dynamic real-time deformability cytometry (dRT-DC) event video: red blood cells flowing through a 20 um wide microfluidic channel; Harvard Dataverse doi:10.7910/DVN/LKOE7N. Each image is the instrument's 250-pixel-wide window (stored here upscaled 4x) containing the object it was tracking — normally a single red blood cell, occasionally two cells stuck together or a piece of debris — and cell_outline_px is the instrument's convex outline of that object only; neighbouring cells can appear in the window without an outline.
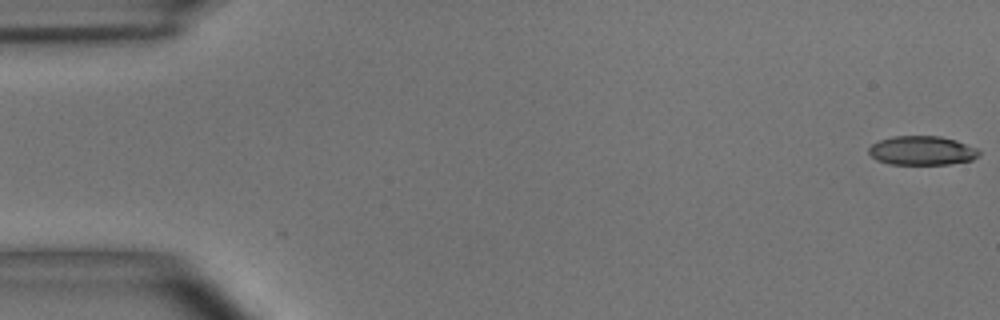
{"species": "common noctule bat (a hibernating species)", "species_latin": "Nyctalus noctula", "temperature_condition": "room temperature", "stored_images_in_passage": 54, "camera_frame_rate_fps": 3000, "um_per_image_px": 0.085, "animal": {"sex": "male", "body_mass_g": 15.6}, "frame": {"image": 1, "passage_image": 1, "time_ms": 0.0, "image_size_px": [1000, 320], "cell_outline_px": [[980, 156], [972, 160], [948, 164], [888, 164], [876, 160], [868, 152], [868, 148], [872, 144], [880, 140], [892, 136], [940, 136], [956, 140], [976, 148], [980, 152]], "centroid_in_image_um": [78.36, 12.8], "position_along_channel_um": 6.6, "area_um2": 18.73}}
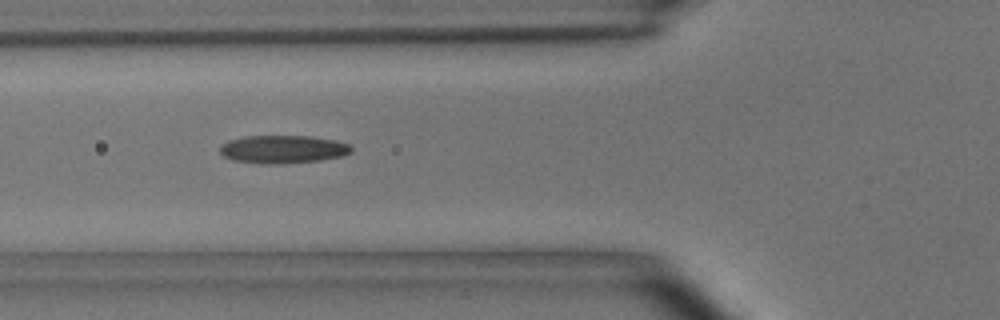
{"frame": {"image": 2, "passage_image": 20, "time_ms": 6.333, "image_size_px": [1000, 320], "cell_outline_px": [[352, 152], [344, 156], [320, 160], [280, 164], [260, 164], [232, 160], [224, 156], [220, 152], [220, 144], [228, 140], [244, 136], [312, 136], [336, 140], [348, 144], [352, 148]], "centroid_in_image_um": [24.04, 12.69], "position_along_channel_um": 101.8, "area_um2": 21.73}}
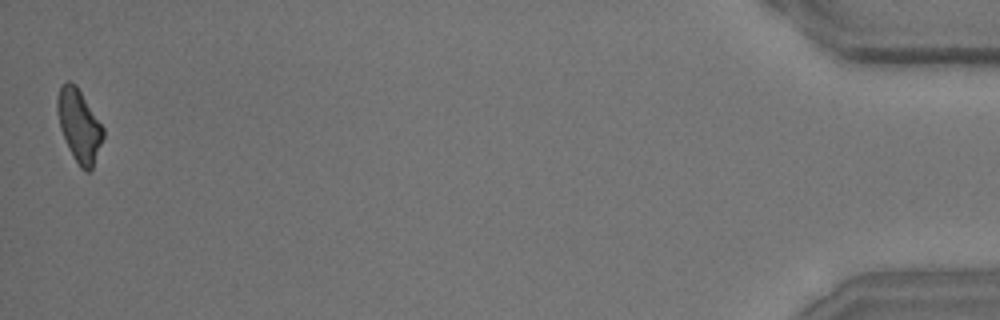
{"frame": {"image": 3, "passage_image": 54, "time_ms": 17.667, "image_size_px": [1000, 320], "cell_outline_px": [[104, 136], [92, 168], [88, 172], [84, 172], [80, 168], [72, 156], [68, 148], [60, 128], [56, 112], [56, 100], [60, 84], [68, 80], [76, 84], [104, 128]], "centroid_in_image_um": [6.7, 10.66], "position_along_channel_um": 428.5, "area_um2": 19.59}, "authors_computed_cell_mechanics": {"area_um2": 20.0855, "velocity_mm_per_s": 3.6865, "shape_relaxation_time_tau1_ms": 7.1349, "shape_relaxation_time_tau2_ms": 3.8988, "deformation_change_tau1": 0.1885, "deformation_change_tau2": 0.1332}}